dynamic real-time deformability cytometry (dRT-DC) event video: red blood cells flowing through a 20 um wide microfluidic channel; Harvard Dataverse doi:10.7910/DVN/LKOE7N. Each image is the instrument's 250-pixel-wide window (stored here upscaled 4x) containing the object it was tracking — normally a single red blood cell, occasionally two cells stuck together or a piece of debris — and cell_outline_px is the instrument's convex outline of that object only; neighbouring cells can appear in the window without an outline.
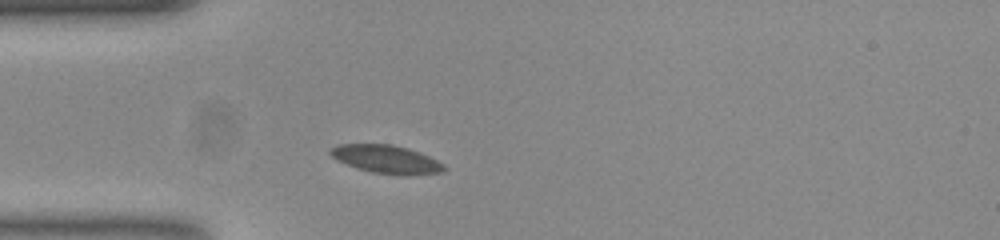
{"species": "common noctule bat (a hibernating species)", "species_latin": "Nyctalus noctula", "temperature_condition": "room temperature", "stored_images_in_passage": 35, "camera_frame_rate_fps": 3000, "um_per_image_px": 0.085, "animal": {"sex": "female", "body_mass_g": 23.0, "forearm_length_mm": 53.4}, "frame": {"image": 1, "passage_image": 1, "time_ms": 0.0, "image_size_px": [1000, 240], "cell_outline_px": [[448, 168], [440, 172], [408, 176], [404, 176], [372, 172], [348, 164], [332, 156], [328, 152], [332, 148], [340, 144], [388, 144], [408, 148], [420, 152], [444, 164]], "centroid_in_image_um": [32.9, 13.54], "position_along_channel_um": 52.1, "area_um2": 18.44}}
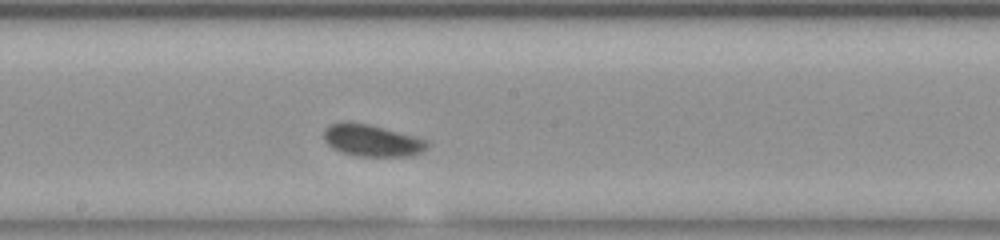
{"frame": {"image": 2, "passage_image": 15, "time_ms": 4.667, "image_size_px": [1000, 240], "cell_outline_px": [[428, 144], [420, 152], [412, 156], [356, 156], [344, 152], [328, 144], [324, 136], [324, 132], [332, 124], [364, 124], [380, 128], [424, 140]], "centroid_in_image_um": [31.62, 11.99], "position_along_channel_um": 216.6, "area_um2": 17.74}}
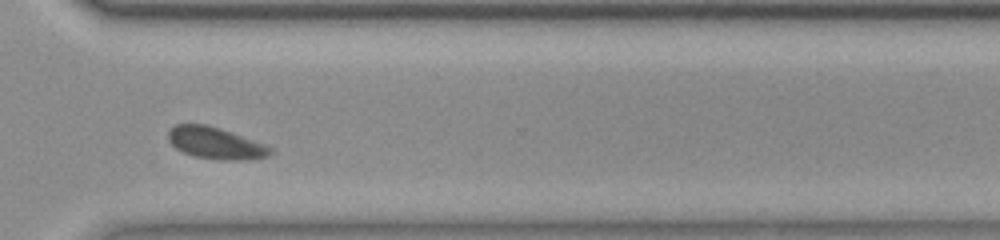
{"frame": {"image": 3, "passage_image": 26, "time_ms": 8.333, "image_size_px": [1000, 240], "cell_outline_px": [[272, 152], [268, 156], [244, 160], [220, 160], [196, 156], [184, 152], [176, 148], [168, 140], [168, 132], [176, 124], [204, 124], [240, 136], [272, 148]], "centroid_in_image_um": [18.27, 12.18], "position_along_channel_um": 352.3, "area_um2": 18.21}, "authors_computed_cell_mechanics": {"area_um2": 18.3226, "velocity_mm_per_s": 3.6876, "shape_relaxation_time_tau1_ms": 2.01, "shape_relaxation_time_tau2_ms": null, "deformation_change_tau1": 0.0612, "deformation_change_tau2": null}}